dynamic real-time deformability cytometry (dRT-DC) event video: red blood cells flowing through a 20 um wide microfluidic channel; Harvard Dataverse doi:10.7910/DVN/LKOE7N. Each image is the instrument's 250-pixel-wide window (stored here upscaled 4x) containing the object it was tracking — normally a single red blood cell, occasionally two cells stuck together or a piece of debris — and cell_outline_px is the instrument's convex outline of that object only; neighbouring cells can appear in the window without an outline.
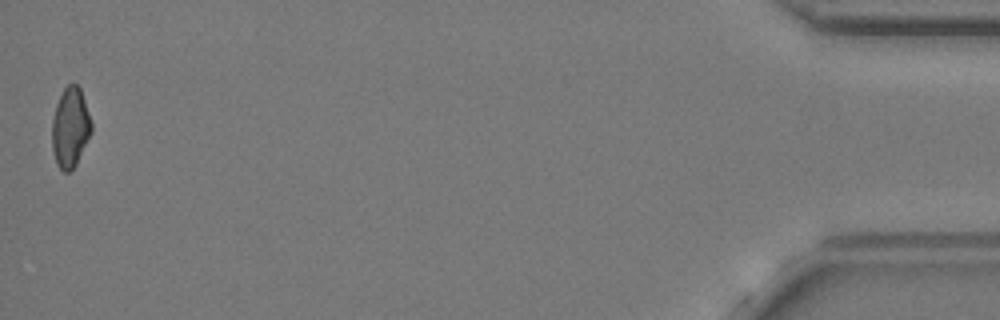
{"species": "common noctule bat (a hibernating species)", "species_latin": "Nyctalus noctula", "temperature_condition": "cold", "stored_images_in_passage": 43, "camera_frame_rate_fps": 3000, "um_per_image_px": 0.085, "animal": {"sex": "female", "body_mass_g": 24.6, "forearm_length_mm": 56.2}, "frame": {"image": 1, "passage_image": 43, "time_ms": 14.0, "image_size_px": [1000, 320], "cell_outline_px": [[92, 132], [76, 164], [68, 172], [64, 172], [56, 164], [52, 148], [52, 120], [56, 104], [64, 88], [72, 80], [80, 88], [92, 124]], "centroid_in_image_um": [5.97, 10.83], "position_along_channel_um": 429.2, "area_um2": 18.32}, "authors_computed_cell_mechanics": {"area_um2": 18.8428, "velocity_mm_per_s": 3.6248, "shape_relaxation_time_tau1_ms": null, "shape_relaxation_time_tau2_ms": 5.4655, "deformation_change_tau1": null, "deformation_change_tau2": 0.1098}}